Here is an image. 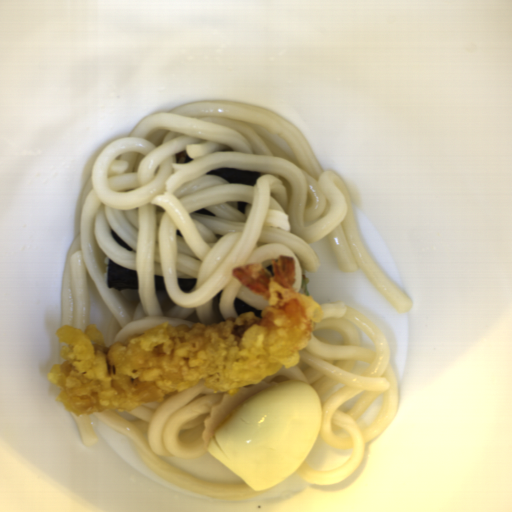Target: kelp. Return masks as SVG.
<instances>
[{
  "instance_id": "1",
  "label": "kelp",
  "mask_w": 512,
  "mask_h": 512,
  "mask_svg": "<svg viewBox=\"0 0 512 512\" xmlns=\"http://www.w3.org/2000/svg\"><path fill=\"white\" fill-rule=\"evenodd\" d=\"M106 287L113 291L139 292V272L126 269L107 256Z\"/></svg>"
},
{
  "instance_id": "2",
  "label": "kelp",
  "mask_w": 512,
  "mask_h": 512,
  "mask_svg": "<svg viewBox=\"0 0 512 512\" xmlns=\"http://www.w3.org/2000/svg\"><path fill=\"white\" fill-rule=\"evenodd\" d=\"M206 176H219L230 184L246 185L248 187L256 186L257 180L268 175L266 172H256L252 170H242L229 167L214 168L206 171Z\"/></svg>"
},
{
  "instance_id": "3",
  "label": "kelp",
  "mask_w": 512,
  "mask_h": 512,
  "mask_svg": "<svg viewBox=\"0 0 512 512\" xmlns=\"http://www.w3.org/2000/svg\"><path fill=\"white\" fill-rule=\"evenodd\" d=\"M153 288L158 307L163 314L172 312L176 303L170 298L162 275L154 274Z\"/></svg>"
},
{
  "instance_id": "4",
  "label": "kelp",
  "mask_w": 512,
  "mask_h": 512,
  "mask_svg": "<svg viewBox=\"0 0 512 512\" xmlns=\"http://www.w3.org/2000/svg\"><path fill=\"white\" fill-rule=\"evenodd\" d=\"M232 306L238 316L245 314L246 312H252L257 318H262L263 313L261 310L246 303L237 296L235 297Z\"/></svg>"
},
{
  "instance_id": "5",
  "label": "kelp",
  "mask_w": 512,
  "mask_h": 512,
  "mask_svg": "<svg viewBox=\"0 0 512 512\" xmlns=\"http://www.w3.org/2000/svg\"><path fill=\"white\" fill-rule=\"evenodd\" d=\"M224 291L225 290L219 291L212 299V318H213L215 324H219L221 322L228 321L223 317L221 309H220V299H221V296L224 293Z\"/></svg>"
},
{
  "instance_id": "6",
  "label": "kelp",
  "mask_w": 512,
  "mask_h": 512,
  "mask_svg": "<svg viewBox=\"0 0 512 512\" xmlns=\"http://www.w3.org/2000/svg\"><path fill=\"white\" fill-rule=\"evenodd\" d=\"M198 279L178 278V285L183 293L193 292Z\"/></svg>"
},
{
  "instance_id": "7",
  "label": "kelp",
  "mask_w": 512,
  "mask_h": 512,
  "mask_svg": "<svg viewBox=\"0 0 512 512\" xmlns=\"http://www.w3.org/2000/svg\"><path fill=\"white\" fill-rule=\"evenodd\" d=\"M112 238L115 240V242L121 246L123 249L129 251V252H136L132 246H130L123 238H121L116 231L110 228L109 230Z\"/></svg>"
},
{
  "instance_id": "8",
  "label": "kelp",
  "mask_w": 512,
  "mask_h": 512,
  "mask_svg": "<svg viewBox=\"0 0 512 512\" xmlns=\"http://www.w3.org/2000/svg\"><path fill=\"white\" fill-rule=\"evenodd\" d=\"M174 157L175 163L179 164H187L188 162H192L193 160H195L187 154V150L185 149L181 150L179 153H176Z\"/></svg>"
},
{
  "instance_id": "9",
  "label": "kelp",
  "mask_w": 512,
  "mask_h": 512,
  "mask_svg": "<svg viewBox=\"0 0 512 512\" xmlns=\"http://www.w3.org/2000/svg\"><path fill=\"white\" fill-rule=\"evenodd\" d=\"M250 206H253L251 205L250 203H248L247 201H239L237 202V211L244 216L245 212L247 211V209L250 207Z\"/></svg>"
},
{
  "instance_id": "10",
  "label": "kelp",
  "mask_w": 512,
  "mask_h": 512,
  "mask_svg": "<svg viewBox=\"0 0 512 512\" xmlns=\"http://www.w3.org/2000/svg\"><path fill=\"white\" fill-rule=\"evenodd\" d=\"M191 214H201V215H205V216H217L216 213H214L211 210L206 209L204 207L199 209V210H197V211H194Z\"/></svg>"
},
{
  "instance_id": "11",
  "label": "kelp",
  "mask_w": 512,
  "mask_h": 512,
  "mask_svg": "<svg viewBox=\"0 0 512 512\" xmlns=\"http://www.w3.org/2000/svg\"><path fill=\"white\" fill-rule=\"evenodd\" d=\"M221 151H225V152H236V151H235V149H232V148H230V147H226V148H224V149H223V150H221Z\"/></svg>"
},
{
  "instance_id": "12",
  "label": "kelp",
  "mask_w": 512,
  "mask_h": 512,
  "mask_svg": "<svg viewBox=\"0 0 512 512\" xmlns=\"http://www.w3.org/2000/svg\"><path fill=\"white\" fill-rule=\"evenodd\" d=\"M214 235H215V237H216V239H217V240H218V239H220V238L225 237V236H223V235H221V234H216V233H215Z\"/></svg>"
},
{
  "instance_id": "13",
  "label": "kelp",
  "mask_w": 512,
  "mask_h": 512,
  "mask_svg": "<svg viewBox=\"0 0 512 512\" xmlns=\"http://www.w3.org/2000/svg\"><path fill=\"white\" fill-rule=\"evenodd\" d=\"M176 235H178V236H180V237H184V236L181 234L180 230H176Z\"/></svg>"
}]
</instances>
